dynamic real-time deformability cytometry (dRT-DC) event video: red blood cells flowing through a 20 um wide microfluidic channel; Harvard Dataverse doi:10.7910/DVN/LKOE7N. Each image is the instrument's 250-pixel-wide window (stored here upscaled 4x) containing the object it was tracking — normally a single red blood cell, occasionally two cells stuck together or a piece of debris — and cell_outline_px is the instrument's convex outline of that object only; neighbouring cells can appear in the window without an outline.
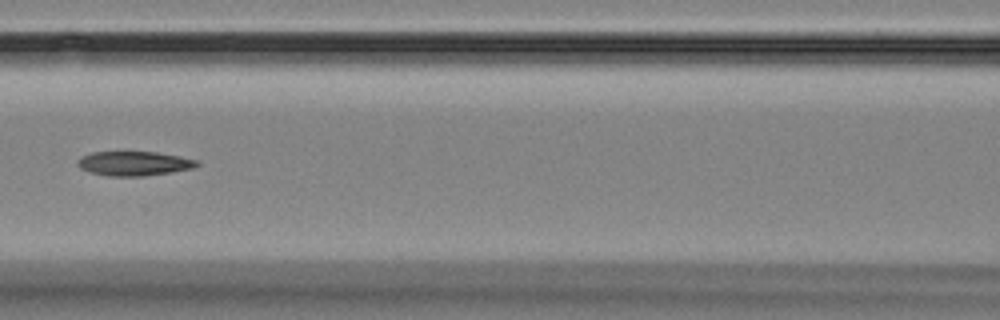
{"species": "Egyptian fruit bat (a non-hibernating species)", "species_latin": "Rousettus aegyptiacus", "temperature_condition": "room temperature", "stored_images_in_passage": 16, "camera_frame_rate_fps": 3000, "um_per_image_px": 0.085, "animal": {"sex": "female"}, "frame": {"image": 1, "passage_image": 7, "time_ms": 7.667, "image_size_px": [1000, 320], "cell_outline_px": [[200, 164], [192, 168], [172, 172], [144, 176], [108, 176], [92, 172], [80, 168], [76, 164], [76, 160], [80, 156], [92, 152], [156, 152], [180, 156], [196, 160]], "centroid_in_image_um": [11.36, 13.89], "position_along_channel_um": 155.2, "area_um2": 16.94}}
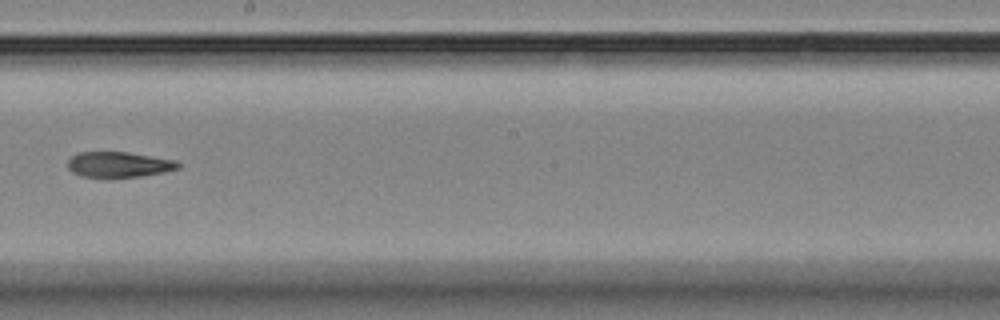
{"frame": {"image": 2, "passage_image": 9, "time_ms": 10.0, "image_size_px": [1000, 320], "cell_outline_px": [[180, 168], [164, 172], [140, 176], [80, 176], [72, 172], [68, 168], [68, 160], [72, 156], [80, 152], [128, 152], [176, 160], [180, 164]], "centroid_in_image_um": [10.12, 13.97], "position_along_channel_um": 238.1, "area_um2": 16.13}}
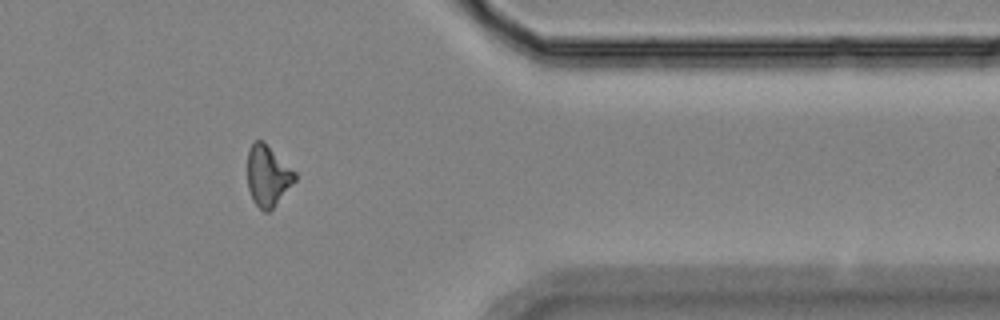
{"frame": {"image": 3, "passage_image": 13, "time_ms": 14.667, "image_size_px": [1000, 320], "cell_outline_px": [[296, 180], [272, 208], [268, 212], [264, 212], [252, 200], [248, 188], [248, 152], [252, 144], [256, 140], [264, 140], [296, 172]], "centroid_in_image_um": [22.76, 14.92], "position_along_channel_um": 388.6, "area_um2": 16.76}, "authors_computed_cell_mechanics": {"area_um2": 17.0799, "velocity_mm_per_s": 3.5754, "shape_relaxation_time_tau1_ms": null, "shape_relaxation_time_tau2_ms": 7.7346, "deformation_change_tau1": null, "deformation_change_tau2": 0.1586}}